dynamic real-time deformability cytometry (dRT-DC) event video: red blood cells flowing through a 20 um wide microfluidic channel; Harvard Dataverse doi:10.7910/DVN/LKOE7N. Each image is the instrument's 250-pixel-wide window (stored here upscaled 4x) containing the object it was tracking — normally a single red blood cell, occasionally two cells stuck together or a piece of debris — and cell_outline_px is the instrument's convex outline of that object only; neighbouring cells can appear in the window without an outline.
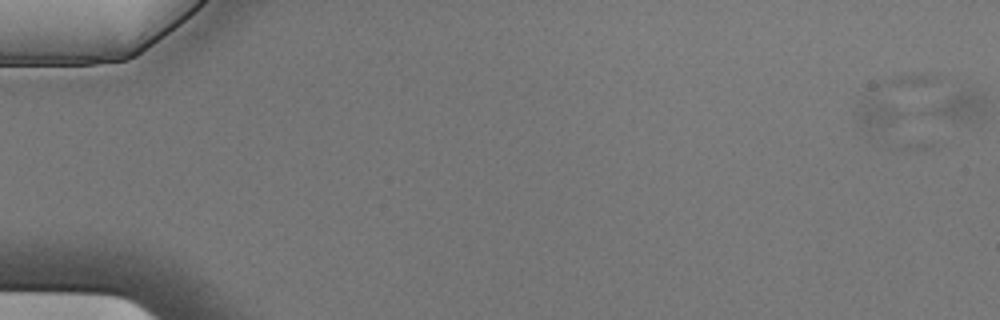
{"species": "Egyptian fruit bat (a non-hibernating species)", "species_latin": "Rousettus aegyptiacus", "temperature_condition": "cold", "stored_images_in_passage": 4, "camera_frame_rate_fps": 3000, "um_per_image_px": 0.085, "animal": {"sex": "male"}, "frame": {"image": 1, "passage_image": 1, "time_ms": 0.0, "image_size_px": [1000, 320], "cell_outline_px": [[932, 80], [904, 112], [872, 136], [860, 120], [856, 108], [860, 100], [876, 84], [884, 80], [900, 76], [928, 76]], "centroid_in_image_um": [75.6, 8.56], "position_along_channel_um": 9.4, "area_um2": 17.46}}